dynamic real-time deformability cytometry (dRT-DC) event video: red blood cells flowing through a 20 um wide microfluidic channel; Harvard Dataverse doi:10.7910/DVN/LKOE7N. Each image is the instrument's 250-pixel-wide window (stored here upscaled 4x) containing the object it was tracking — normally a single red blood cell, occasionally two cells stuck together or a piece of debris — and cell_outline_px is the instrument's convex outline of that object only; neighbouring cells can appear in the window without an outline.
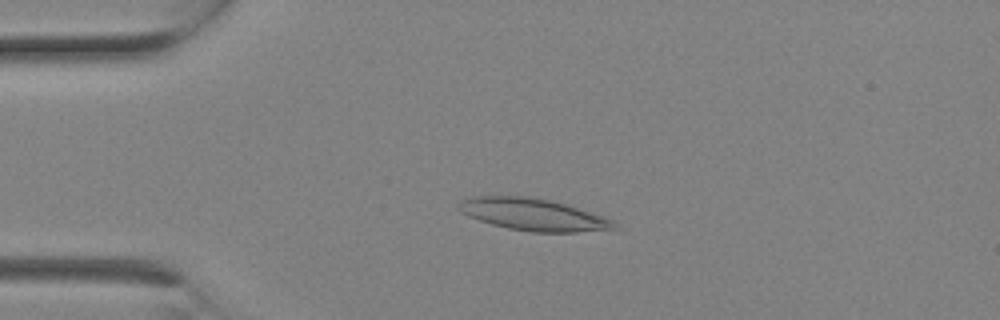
{"species": "Egyptian fruit bat (a non-hibernating species)", "species_latin": "Rousettus aegyptiacus", "temperature_condition": "room temperature", "stored_images_in_passage": 2, "camera_frame_rate_fps": 3000, "um_per_image_px": 0.085, "animal": {"sex": "female"}, "frame": {"image": 1, "passage_image": 2, "time_ms": 0.333, "image_size_px": [1000, 320], "cell_outline_px": [[616, 228], [576, 232], [532, 232], [508, 228], [492, 224], [468, 216], [460, 212], [456, 208], [460, 200], [464, 196], [528, 196], [552, 200], [604, 216], [612, 220], [616, 224]], "centroid_in_image_um": [45.24, 18.22], "position_along_channel_um": 39.8, "area_um2": 29.07}}